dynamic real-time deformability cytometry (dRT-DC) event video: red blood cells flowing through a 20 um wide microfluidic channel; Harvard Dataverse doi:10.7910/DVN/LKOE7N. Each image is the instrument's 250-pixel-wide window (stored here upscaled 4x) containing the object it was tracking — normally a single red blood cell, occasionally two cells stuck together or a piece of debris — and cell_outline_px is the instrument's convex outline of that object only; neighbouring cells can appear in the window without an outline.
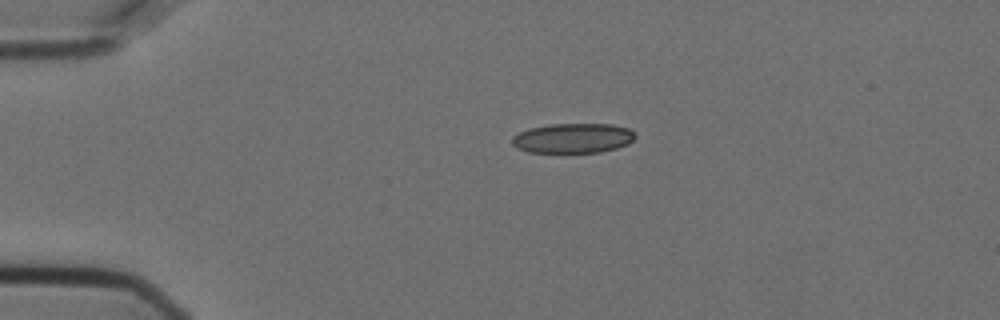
{"species": "Egyptian fruit bat (a non-hibernating species)", "species_latin": "Rousettus aegyptiacus", "temperature_condition": "cold", "stored_images_in_passage": 45, "camera_frame_rate_fps": 3000, "um_per_image_px": 0.085, "animal": {"sex": "female"}, "frame": {"image": 1, "passage_image": 1, "time_ms": 0.0, "image_size_px": [1000, 320], "cell_outline_px": [[636, 136], [628, 144], [616, 148], [600, 152], [528, 152], [516, 148], [512, 144], [512, 136], [528, 128], [552, 124], [612, 124], [628, 128], [636, 132]], "centroid_in_image_um": [48.7, 11.74], "position_along_channel_um": 36.3, "area_um2": 21.44}}
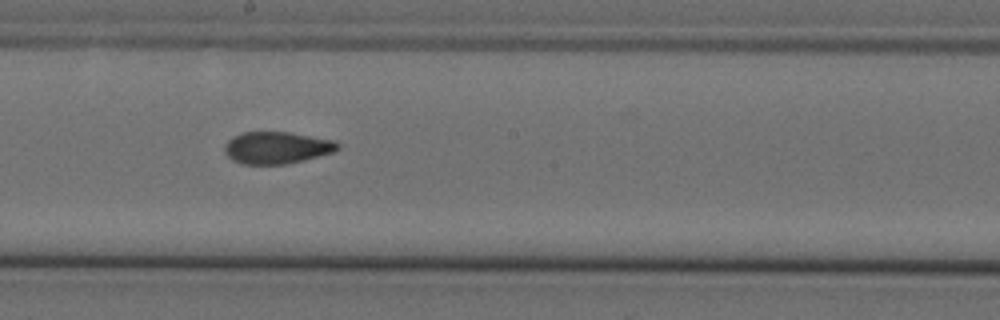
{"frame": {"image": 2, "passage_image": 20, "time_ms": 6.333, "image_size_px": [1000, 320], "cell_outline_px": [[340, 148], [336, 152], [304, 160], [284, 164], [240, 164], [232, 160], [224, 152], [224, 144], [232, 136], [240, 132], [288, 132], [336, 140], [340, 144]], "centroid_in_image_um": [23.53, 12.55], "position_along_channel_um": 224.7, "area_um2": 21.44}}
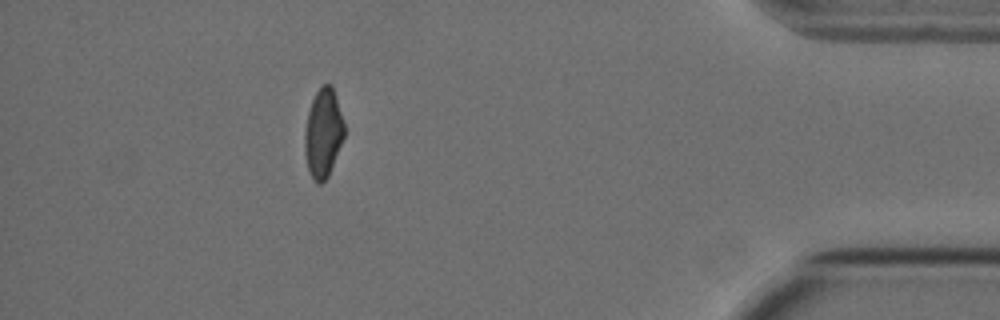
{"frame": {"image": 3, "passage_image": 39, "time_ms": 12.667, "image_size_px": [1000, 320], "cell_outline_px": [[344, 136], [328, 176], [320, 184], [316, 184], [308, 168], [304, 152], [304, 132], [308, 112], [312, 100], [316, 92], [324, 84], [332, 84], [344, 124]], "centroid_in_image_um": [27.45, 11.31], "position_along_channel_um": 407.7, "area_um2": 20.23}, "authors_computed_cell_mechanics": {"area_um2": 21.386, "velocity_mm_per_s": 3.6336, "shape_relaxation_time_tau1_ms": null, "shape_relaxation_time_tau2_ms": 2.5079, "deformation_change_tau1": null, "deformation_change_tau2": 0.0903}}